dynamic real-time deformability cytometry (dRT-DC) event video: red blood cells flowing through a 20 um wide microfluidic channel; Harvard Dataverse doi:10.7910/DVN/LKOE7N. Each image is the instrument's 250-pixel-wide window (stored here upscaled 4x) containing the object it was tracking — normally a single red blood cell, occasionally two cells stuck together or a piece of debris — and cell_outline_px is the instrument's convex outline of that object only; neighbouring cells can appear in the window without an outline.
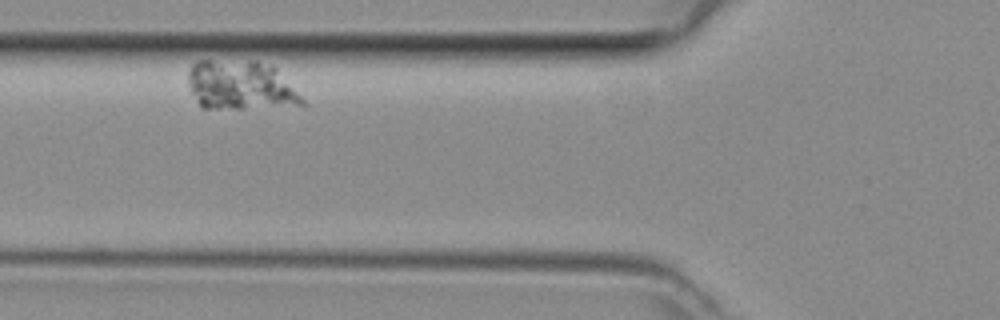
{"species": "common noctule bat (a hibernating species)", "species_latin": "Nyctalus noctula", "temperature_condition": "room temperature", "stored_images_in_passage": 3, "camera_frame_rate_fps": 3000, "um_per_image_px": 0.085, "animal": {"sex": "female", "body_mass_g": 29.2, "forearm_length_mm": 56.3}, "frame": {"image": 1, "passage_image": 2, "time_ms": 0.333, "image_size_px": [1000, 320], "cell_outline_px": [[308, 104], [244, 108], [200, 108], [188, 84], [188, 72], [192, 64], [196, 60], [256, 60], [272, 64], [276, 68]], "centroid_in_image_um": [20.42, 7.22], "position_along_channel_um": 105.4, "area_um2": 32.95}}